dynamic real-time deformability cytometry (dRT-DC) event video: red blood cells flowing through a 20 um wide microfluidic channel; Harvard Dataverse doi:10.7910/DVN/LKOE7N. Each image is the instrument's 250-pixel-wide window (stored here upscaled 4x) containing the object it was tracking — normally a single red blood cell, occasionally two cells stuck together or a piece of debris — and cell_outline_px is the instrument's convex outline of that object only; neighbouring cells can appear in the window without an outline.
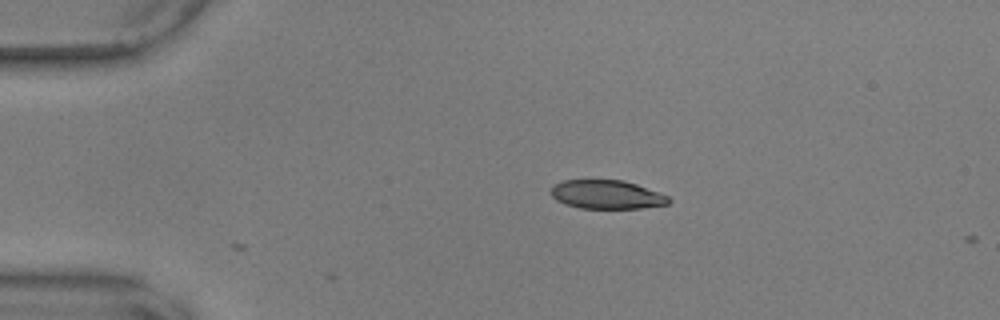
{"species": "common noctule bat (a hibernating species)", "species_latin": "Nyctalus noctula", "temperature_condition": "warm", "stored_images_in_passage": 2, "camera_frame_rate_fps": 3000, "um_per_image_px": 0.085, "animal": {"sex": "male", "body_mass_g": 17.9, "forearm_length_mm": 54.2}, "frame": {"image": 1, "passage_image": 1, "time_ms": 0.0, "image_size_px": [1000, 320], "cell_outline_px": [[672, 200], [668, 204], [640, 208], [580, 208], [564, 204], [556, 200], [552, 196], [552, 188], [556, 184], [564, 180], [624, 180], [636, 184], [668, 196]], "centroid_in_image_um": [51.58, 16.54], "position_along_channel_um": 33.4, "area_um2": 19.54}}